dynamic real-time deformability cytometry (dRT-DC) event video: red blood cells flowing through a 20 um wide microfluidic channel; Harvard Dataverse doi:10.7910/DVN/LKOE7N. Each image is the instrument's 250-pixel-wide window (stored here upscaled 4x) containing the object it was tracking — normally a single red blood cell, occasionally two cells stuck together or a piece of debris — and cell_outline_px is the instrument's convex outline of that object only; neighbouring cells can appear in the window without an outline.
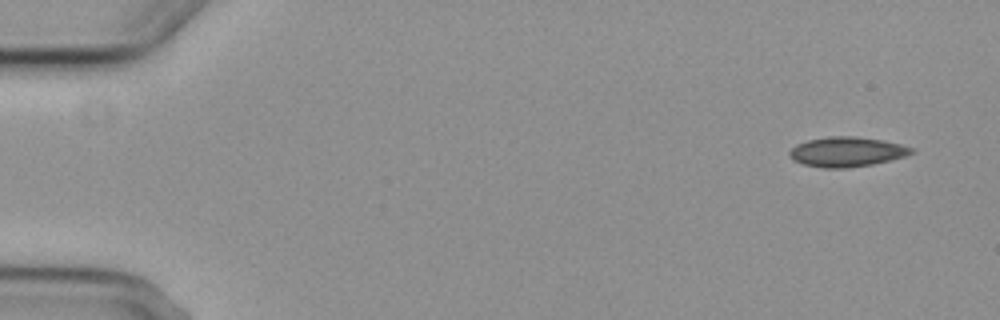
{"species": "common noctule bat (a hibernating species)", "species_latin": "Nyctalus noctula", "temperature_condition": "cold", "stored_images_in_passage": 6, "camera_frame_rate_fps": 3000, "um_per_image_px": 0.085, "animal": {"sex": "female", "body_mass_g": 29.2, "forearm_length_mm": 56.3}, "frame": {"image": 1, "passage_image": 1, "time_ms": 0.0, "image_size_px": [1000, 320], "cell_outline_px": [[916, 152], [904, 156], [872, 164], [848, 168], [820, 168], [804, 164], [792, 160], [788, 152], [796, 144], [808, 140], [828, 136], [856, 136], [884, 140], [916, 148]], "centroid_in_image_um": [71.98, 12.9], "position_along_channel_um": 13.0, "area_um2": 21.33}}
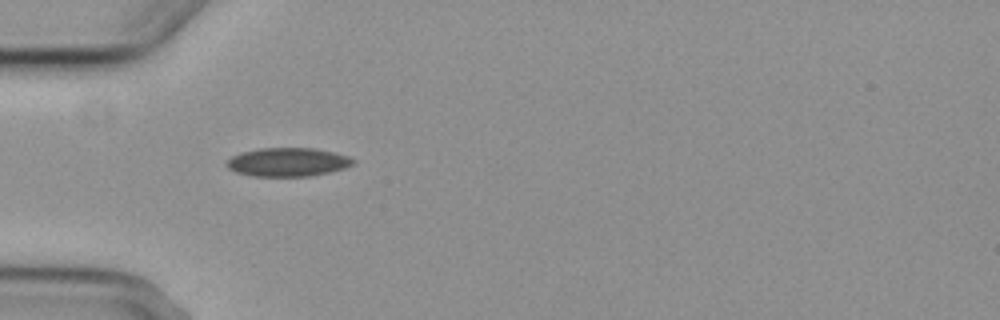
{"frame": {"image": 2, "passage_image": 5, "time_ms": 4.667, "image_size_px": [1000, 320], "cell_outline_px": [[356, 164], [344, 168], [328, 172], [308, 176], [252, 176], [236, 172], [228, 168], [224, 164], [232, 156], [240, 152], [260, 148], [316, 148], [348, 156], [356, 160]], "centroid_in_image_um": [24.45, 13.77], "position_along_channel_um": 60.5, "area_um2": 21.15}}
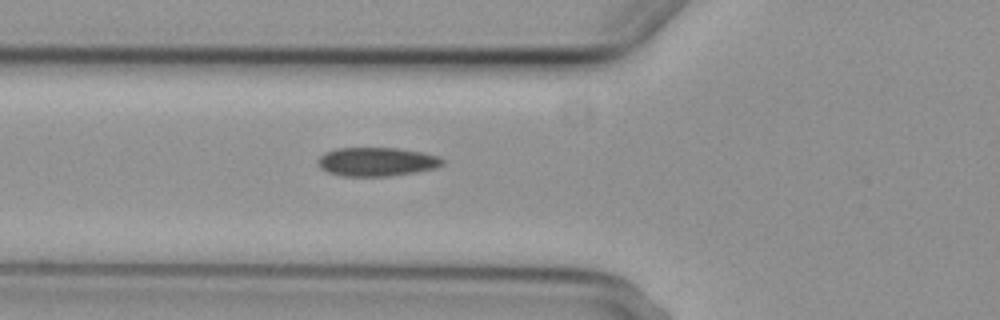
{"frame": {"image": 3, "passage_image": 6, "time_ms": 5.667, "image_size_px": [1000, 320], "cell_outline_px": [[444, 164], [436, 168], [416, 172], [392, 176], [340, 176], [328, 172], [320, 168], [316, 160], [324, 152], [336, 148], [396, 148], [424, 152], [440, 156], [444, 160]], "centroid_in_image_um": [32.03, 13.75], "position_along_channel_um": 93.8, "area_um2": 21.21}}